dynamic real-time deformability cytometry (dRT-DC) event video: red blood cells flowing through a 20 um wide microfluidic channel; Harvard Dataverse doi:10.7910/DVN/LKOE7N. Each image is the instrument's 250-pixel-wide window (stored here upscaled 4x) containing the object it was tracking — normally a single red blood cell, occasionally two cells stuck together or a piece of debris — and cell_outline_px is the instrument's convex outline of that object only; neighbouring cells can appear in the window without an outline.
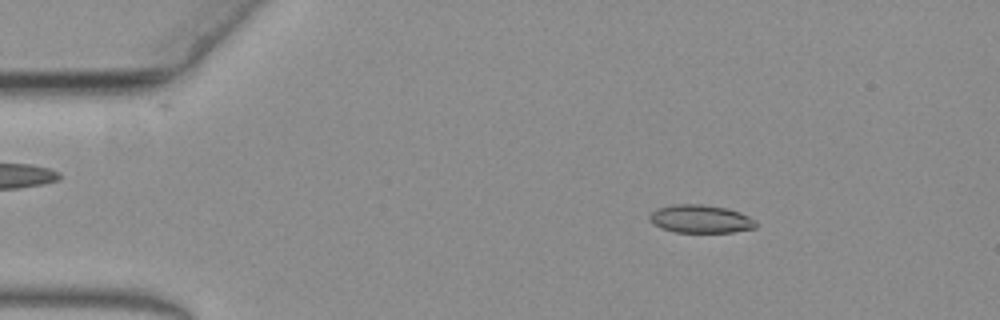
{"species": "common noctule bat (a hibernating species)", "species_latin": "Nyctalus noctula", "temperature_condition": "warm", "stored_images_in_passage": 21, "camera_frame_rate_fps": 3000, "um_per_image_px": 0.085, "animal": {"sex": "female", "body_mass_g": 19.3, "forearm_length_mm": 54.1}, "frame": {"image": 1, "passage_image": 5, "time_ms": 1.333, "image_size_px": [1000, 320], "cell_outline_px": [[756, 228], [732, 232], [676, 232], [660, 228], [652, 224], [648, 220], [648, 216], [656, 208], [676, 204], [700, 204], [724, 208], [740, 212], [756, 220]], "centroid_in_image_um": [59.51, 18.61], "position_along_channel_um": 25.5, "area_um2": 17.46}}
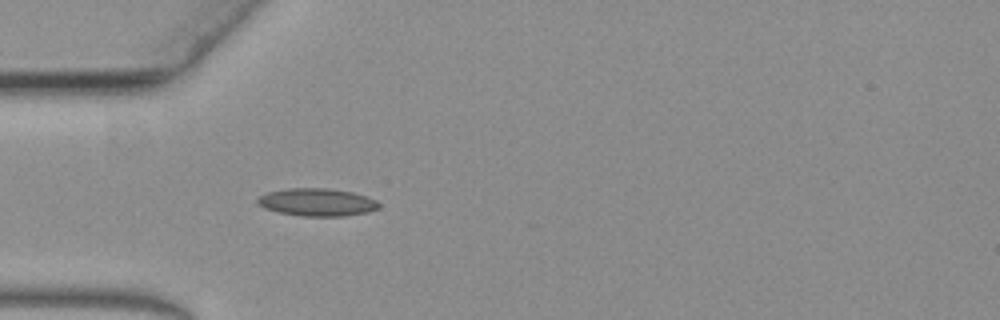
{"frame": {"image": 2, "passage_image": 14, "time_ms": 4.333, "image_size_px": [1000, 320], "cell_outline_px": [[380, 208], [368, 212], [344, 216], [300, 216], [280, 212], [264, 208], [256, 204], [256, 200], [260, 196], [268, 192], [288, 188], [328, 188], [352, 192], [376, 200], [380, 204]], "centroid_in_image_um": [26.94, 17.19], "position_along_channel_um": 58.1, "area_um2": 19.59}}
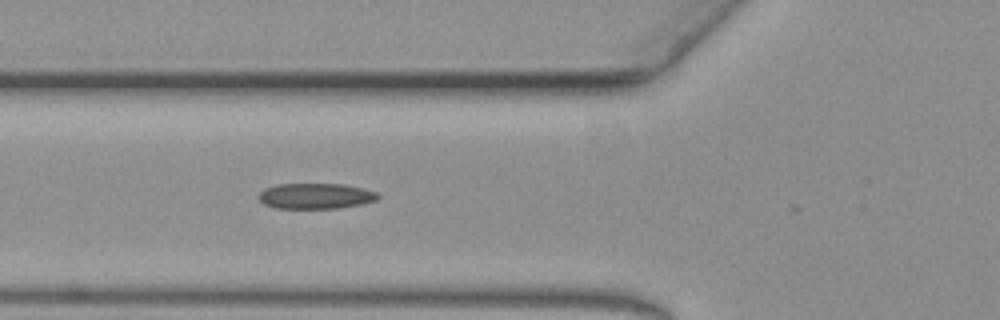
{"frame": {"image": 3, "passage_image": 18, "time_ms": 5.667, "image_size_px": [1000, 320], "cell_outline_px": [[380, 196], [376, 200], [360, 204], [336, 208], [276, 208], [264, 204], [256, 196], [264, 188], [280, 184], [344, 184], [364, 188], [376, 192]], "centroid_in_image_um": [26.81, 16.65], "position_along_channel_um": 99.0, "area_um2": 17.74}}